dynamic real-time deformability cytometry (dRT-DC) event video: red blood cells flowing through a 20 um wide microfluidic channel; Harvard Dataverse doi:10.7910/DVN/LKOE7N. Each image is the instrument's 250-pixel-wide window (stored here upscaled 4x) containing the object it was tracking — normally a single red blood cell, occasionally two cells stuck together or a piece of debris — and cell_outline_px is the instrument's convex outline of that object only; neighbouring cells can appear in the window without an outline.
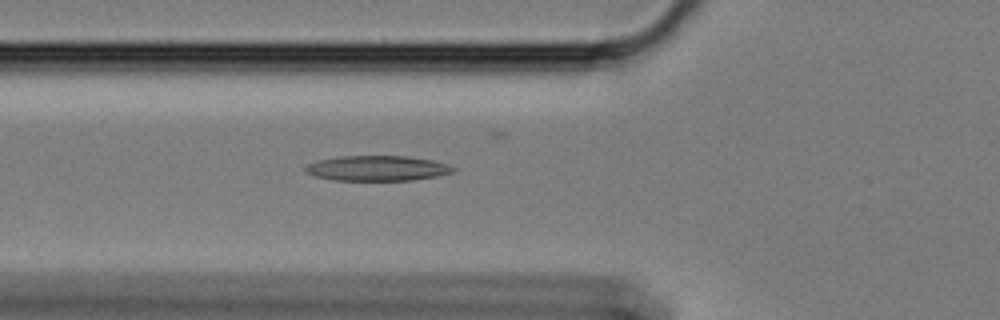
{"species": "Egyptian fruit bat (a non-hibernating species)", "species_latin": "Rousettus aegyptiacus", "temperature_condition": "cold", "stored_images_in_passage": 60, "camera_frame_rate_fps": 3000, "um_per_image_px": 0.085, "animal": {"sex": "female"}, "frame": {"image": 1, "passage_image": 21, "time_ms": 6.667, "image_size_px": [1000, 320], "cell_outline_px": [[456, 172], [436, 176], [412, 180], [332, 180], [316, 176], [304, 172], [304, 168], [308, 164], [316, 160], [340, 156], [408, 156], [432, 160], [448, 164], [456, 168]], "centroid_in_image_um": [32.07, 14.3], "position_along_channel_um": 93.7, "area_um2": 21.79}}
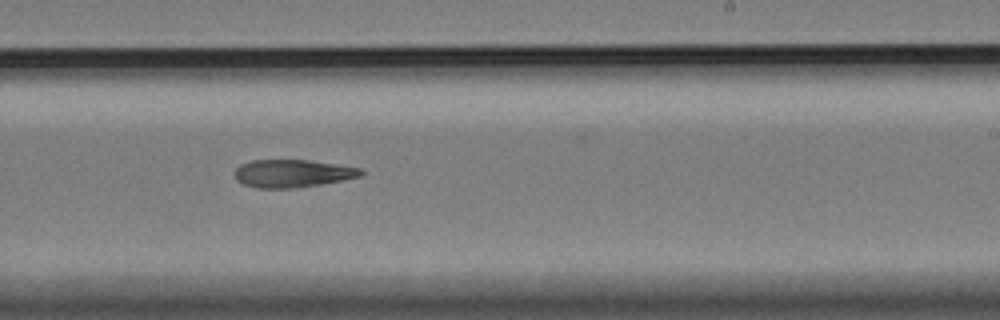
{"frame": {"image": 2, "passage_image": 36, "time_ms": 11.667, "image_size_px": [1000, 320], "cell_outline_px": [[364, 176], [320, 184], [296, 188], [256, 188], [244, 184], [236, 180], [236, 168], [240, 164], [252, 160], [312, 160], [360, 168], [364, 172]], "centroid_in_image_um": [24.88, 14.74], "position_along_channel_um": 264.1, "area_um2": 20.46}}
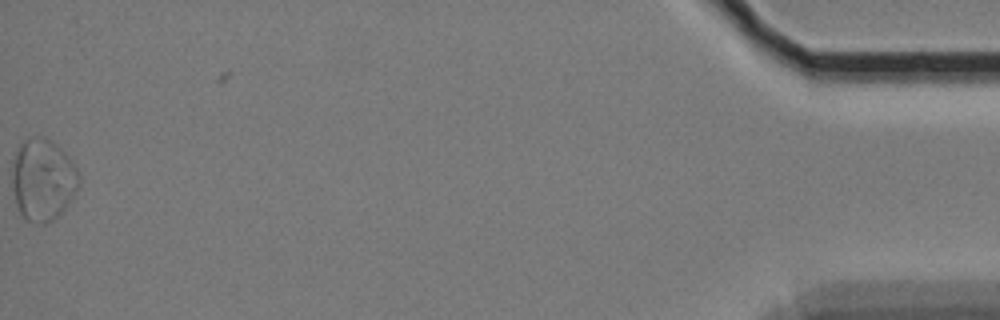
{"frame": {"image": 3, "passage_image": 59, "time_ms": 19.333, "image_size_px": [1000, 320], "cell_outline_px": [[80, 184], [68, 204], [52, 220], [44, 224], [40, 224], [28, 220], [20, 212], [16, 204], [12, 188], [12, 160], [16, 148], [24, 140], [40, 136], [44, 136], [52, 140], [72, 160], [80, 176]], "centroid_in_image_um": [3.63, 15.24], "position_along_channel_um": 431.6, "area_um2": 32.02}, "authors_computed_cell_mechanics": {"area_um2": 22.8599, "velocity_mm_per_s": 3.3967, "shape_relaxation_time_tau1_ms": null, "shape_relaxation_time_tau2_ms": 8.7625, "deformation_change_tau1": null, "deformation_change_tau2": 0.1923}}